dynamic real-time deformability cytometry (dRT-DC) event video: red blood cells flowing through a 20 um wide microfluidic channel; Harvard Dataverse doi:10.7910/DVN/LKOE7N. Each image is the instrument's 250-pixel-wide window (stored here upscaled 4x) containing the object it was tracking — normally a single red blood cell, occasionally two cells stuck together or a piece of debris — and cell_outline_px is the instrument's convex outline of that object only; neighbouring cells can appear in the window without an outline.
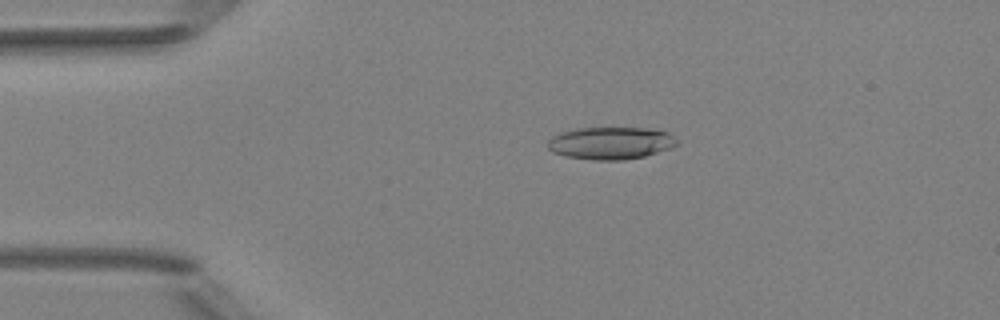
{"species": "Egyptian fruit bat (a non-hibernating species)", "species_latin": "Rousettus aegyptiacus", "temperature_condition": "room temperature", "stored_images_in_passage": 4, "camera_frame_rate_fps": 3000, "um_per_image_px": 0.085, "animal": {"sex": "female"}, "frame": {"image": 1, "passage_image": 3, "time_ms": 2.333, "image_size_px": [1000, 320], "cell_outline_px": [[680, 144], [644, 156], [624, 160], [592, 160], [564, 156], [552, 152], [548, 148], [548, 140], [552, 136], [560, 132], [576, 128], [644, 128], [668, 132], [680, 140]], "centroid_in_image_um": [51.9, 12.16], "position_along_channel_um": 33.1, "area_um2": 24.51}}